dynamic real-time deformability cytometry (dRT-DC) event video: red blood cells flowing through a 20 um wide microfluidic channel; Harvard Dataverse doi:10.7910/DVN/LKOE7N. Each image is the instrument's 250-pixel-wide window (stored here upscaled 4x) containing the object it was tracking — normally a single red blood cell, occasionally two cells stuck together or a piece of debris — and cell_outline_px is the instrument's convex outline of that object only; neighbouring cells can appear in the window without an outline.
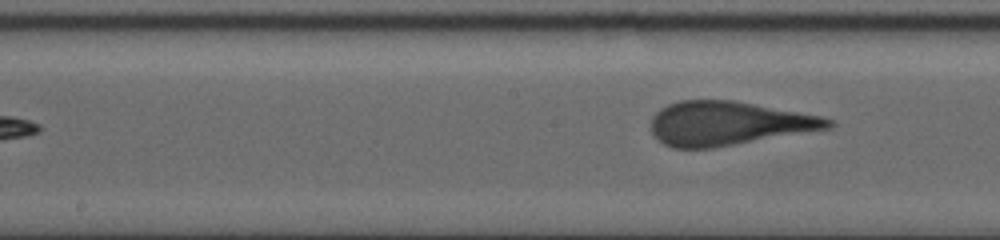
{"species": "human", "species_latin": "Homo sapiens", "temperature_condition": "warm", "stored_images_in_passage": 16, "segment_of_instrument_passage": [2, 2], "camera_frame_rate_fps": 3000, "um_per_image_px": 0.085, "donor": {"sex": "female"}, "frame": {"image": 1, "passage_image": 16, "time_ms": 8.0, "image_size_px": [1000, 240], "cell_outline_px": [[836, 124], [832, 128], [712, 148], [672, 148], [664, 144], [652, 132], [652, 116], [660, 108], [668, 104], [680, 100], [736, 100], [820, 116], [832, 120]], "centroid_in_image_um": [61.91, 10.48], "position_along_channel_um": 186.3, "area_um2": 45.26}}